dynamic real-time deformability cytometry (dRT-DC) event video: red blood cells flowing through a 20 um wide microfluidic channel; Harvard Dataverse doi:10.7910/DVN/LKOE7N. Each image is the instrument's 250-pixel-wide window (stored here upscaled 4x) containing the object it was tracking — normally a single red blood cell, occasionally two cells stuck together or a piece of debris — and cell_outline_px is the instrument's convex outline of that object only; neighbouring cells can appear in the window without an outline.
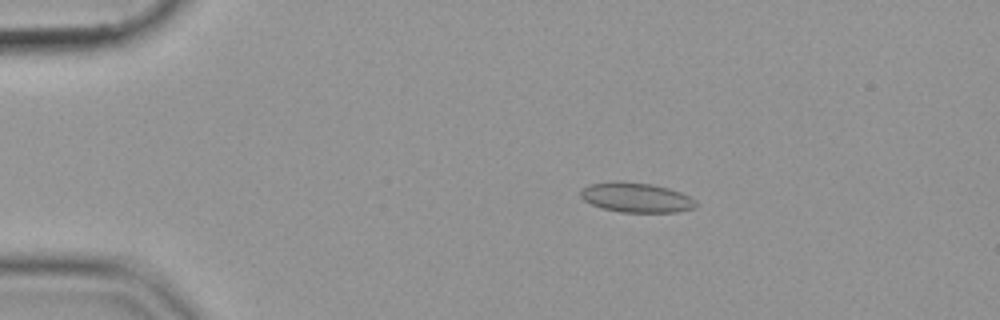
{"species": "common noctule bat (a hibernating species)", "species_latin": "Nyctalus noctula", "temperature_condition": "cold", "stored_images_in_passage": 47, "camera_frame_rate_fps": 3000, "um_per_image_px": 0.085, "animal": {"sex": "female", "body_mass_g": 19.9}, "frame": {"image": 1, "passage_image": 3, "time_ms": 0.667, "image_size_px": [1000, 320], "cell_outline_px": [[696, 208], [676, 212], [620, 212], [604, 208], [592, 204], [584, 200], [580, 196], [580, 192], [588, 184], [612, 180], [620, 180], [652, 184], [668, 188], [680, 192], [696, 200]], "centroid_in_image_um": [54.07, 16.77], "position_along_channel_um": 30.9, "area_um2": 20.11}}
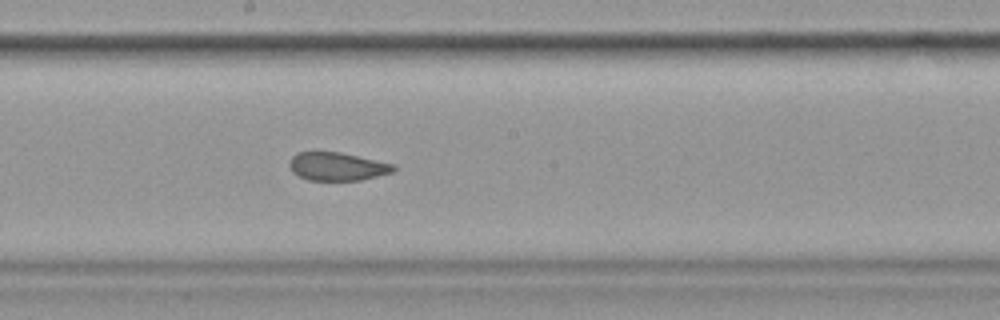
{"frame": {"image": 2, "passage_image": 23, "time_ms": 7.333, "image_size_px": [1000, 320], "cell_outline_px": [[396, 168], [392, 172], [360, 180], [308, 180], [292, 172], [288, 164], [292, 156], [296, 152], [340, 152], [396, 164]], "centroid_in_image_um": [28.65, 14.14], "position_along_channel_um": 219.5, "area_um2": 17.11}}
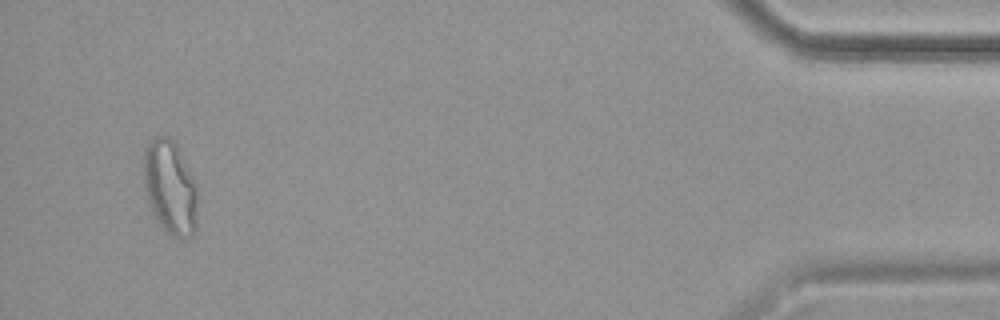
{"frame": {"image": 3, "passage_image": 45, "time_ms": 14.667, "image_size_px": [1000, 320], "cell_outline_px": [[196, 228], [192, 236], [184, 240], [172, 236], [160, 224], [152, 212], [148, 204], [144, 188], [144, 148], [156, 136], [168, 136], [176, 144], [196, 184]], "centroid_in_image_um": [14.45, 15.96], "position_along_channel_um": 420.8, "area_um2": 29.42}}